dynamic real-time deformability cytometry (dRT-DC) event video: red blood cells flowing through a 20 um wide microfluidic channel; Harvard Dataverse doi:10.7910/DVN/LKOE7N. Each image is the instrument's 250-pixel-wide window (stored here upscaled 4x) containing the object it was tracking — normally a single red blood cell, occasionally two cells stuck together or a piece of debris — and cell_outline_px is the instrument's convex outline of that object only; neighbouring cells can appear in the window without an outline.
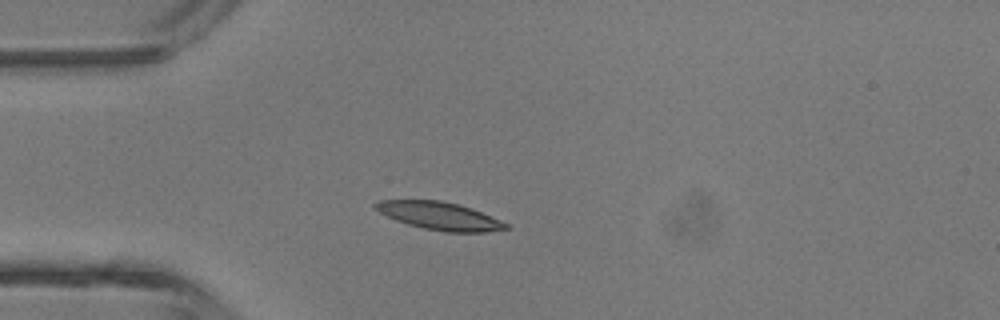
{"species": "common noctule bat (a hibernating species)", "species_latin": "Nyctalus noctula", "temperature_condition": "room temperature", "stored_images_in_passage": 3, "camera_frame_rate_fps": 3000, "um_per_image_px": 0.085, "animal": {"sex": "male", "body_mass_g": 13.3}, "frame": {"image": 1, "passage_image": 2, "time_ms": 2.0, "image_size_px": [1000, 320], "cell_outline_px": [[512, 228], [484, 232], [444, 232], [424, 228], [408, 224], [396, 220], [372, 208], [372, 204], [380, 200], [440, 200], [472, 208], [500, 220], [508, 224]], "centroid_in_image_um": [37.36, 18.35], "position_along_channel_um": 47.6, "area_um2": 21.1}}